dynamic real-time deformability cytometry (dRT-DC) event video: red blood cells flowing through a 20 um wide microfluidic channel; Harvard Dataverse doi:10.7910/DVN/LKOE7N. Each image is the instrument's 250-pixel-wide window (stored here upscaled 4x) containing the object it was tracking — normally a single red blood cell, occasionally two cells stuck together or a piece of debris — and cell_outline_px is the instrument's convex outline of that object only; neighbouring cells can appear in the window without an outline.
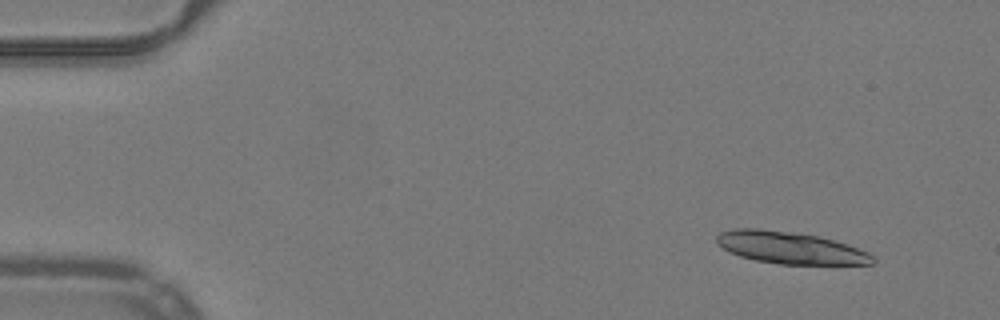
{"species": "common noctule bat (a hibernating species)", "species_latin": "Nyctalus noctula", "temperature_condition": "warm", "stored_images_in_passage": 28, "segment_of_instrument_passage": [1, 2], "camera_frame_rate_fps": 3000, "um_per_image_px": 0.085, "animal": {"sex": "male", "body_mass_g": 19.2, "forearm_length_mm": 51.8}, "frame": {"image": 1, "passage_image": 1, "time_ms": 0.0, "image_size_px": [1000, 320], "cell_outline_px": [[876, 260], [872, 264], [780, 264], [756, 260], [740, 256], [724, 248], [716, 240], [716, 236], [720, 232], [732, 228], [760, 228], [792, 232], [820, 236], [868, 252]], "centroid_in_image_um": [67.14, 21.05], "position_along_channel_um": 17.9, "area_um2": 28.78}}